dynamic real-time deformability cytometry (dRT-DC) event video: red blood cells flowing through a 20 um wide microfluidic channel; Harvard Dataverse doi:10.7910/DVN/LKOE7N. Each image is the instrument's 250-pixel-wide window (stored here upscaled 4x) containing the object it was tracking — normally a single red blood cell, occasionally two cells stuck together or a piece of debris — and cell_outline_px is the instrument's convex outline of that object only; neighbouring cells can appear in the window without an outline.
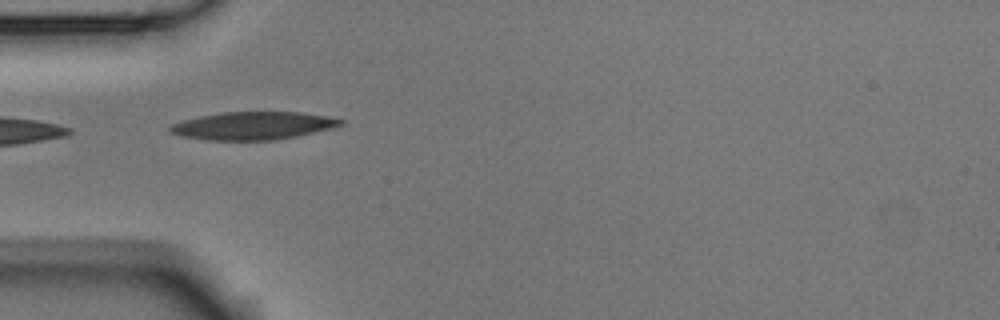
{"species": "Egyptian fruit bat (a non-hibernating species)", "species_latin": "Rousettus aegyptiacus", "temperature_condition": "room temperature", "stored_images_in_passage": 4, "camera_frame_rate_fps": 3000, "um_per_image_px": 0.085, "animal": {"sex": "male"}, "frame": {"image": 1, "passage_image": 3, "time_ms": 0.667, "image_size_px": [1000, 320], "cell_outline_px": [[344, 124], [332, 128], [296, 136], [272, 140], [208, 140], [180, 136], [168, 132], [168, 128], [172, 124], [184, 120], [200, 116], [224, 112], [300, 112], [328, 116], [344, 120]], "centroid_in_image_um": [21.5, 10.68], "position_along_channel_um": 63.5, "area_um2": 27.63}}
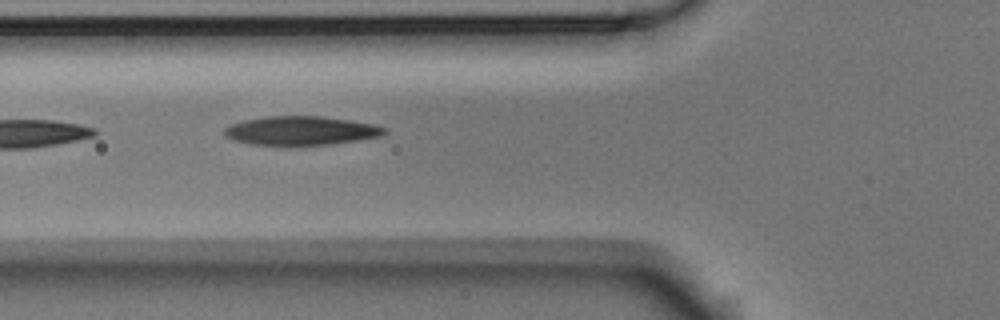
{"frame": {"image": 2, "passage_image": 4, "time_ms": 1.0, "image_size_px": [1000, 320], "cell_outline_px": [[388, 132], [380, 136], [360, 140], [332, 144], [252, 144], [232, 140], [224, 136], [224, 128], [232, 124], [244, 120], [264, 116], [320, 116], [348, 120], [372, 124], [388, 128]], "centroid_in_image_um": [25.59, 11.09], "position_along_channel_um": 100.2, "area_um2": 26.7}}